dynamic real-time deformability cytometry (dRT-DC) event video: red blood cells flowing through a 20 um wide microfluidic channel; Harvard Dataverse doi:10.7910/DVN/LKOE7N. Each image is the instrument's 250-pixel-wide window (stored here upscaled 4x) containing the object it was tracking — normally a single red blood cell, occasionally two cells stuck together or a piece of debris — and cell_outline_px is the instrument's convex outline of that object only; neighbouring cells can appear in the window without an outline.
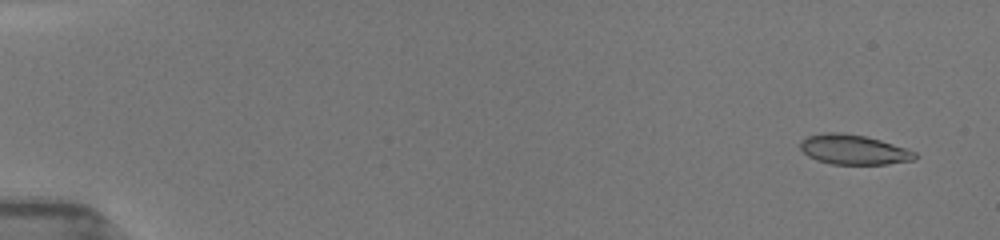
{"species": "common noctule bat (a hibernating species)", "species_latin": "Nyctalus noctula", "temperature_condition": "room temperature", "stored_images_in_passage": 11, "camera_frame_rate_fps": 3000, "um_per_image_px": 0.085, "animal": {"sex": "female", "body_mass_g": 19.5, "forearm_length_mm": 54.1}, "frame": {"image": 1, "passage_image": 1, "time_ms": 0.0, "image_size_px": [1000, 240], "cell_outline_px": [[916, 156], [912, 160], [888, 164], [832, 164], [816, 160], [808, 156], [800, 148], [800, 140], [808, 136], [824, 132], [840, 132], [864, 136], [880, 140], [916, 152]], "centroid_in_image_um": [72.51, 12.71], "position_along_channel_um": 12.5, "area_um2": 19.77}}
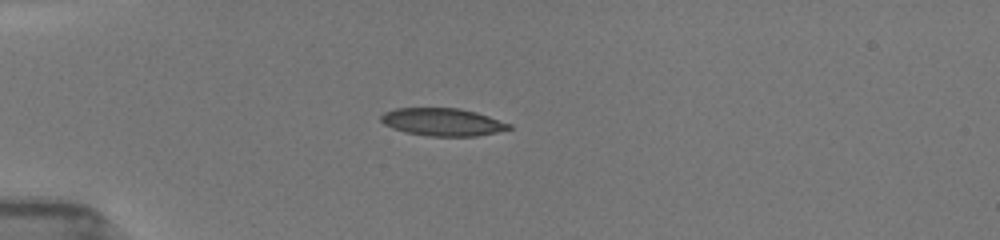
{"frame": {"image": 2, "passage_image": 8, "time_ms": 4.0, "image_size_px": [1000, 240], "cell_outline_px": [[512, 128], [496, 132], [476, 136], [428, 136], [404, 132], [392, 128], [384, 124], [380, 120], [380, 116], [384, 112], [396, 108], [460, 108], [476, 112], [512, 124]], "centroid_in_image_um": [37.6, 10.37], "position_along_channel_um": 47.4, "area_um2": 20.69}}
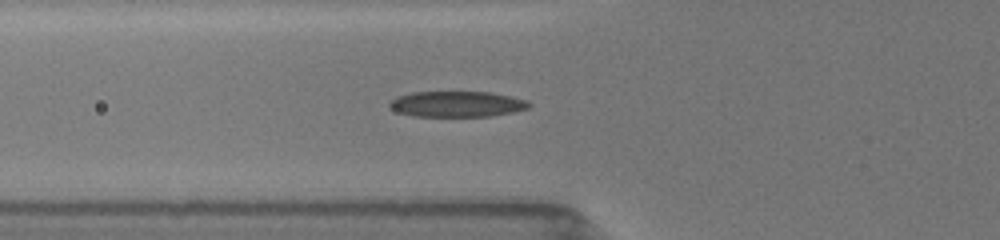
{"frame": {"image": 3, "passage_image": 11, "time_ms": 5.667, "image_size_px": [1000, 240], "cell_outline_px": [[532, 104], [528, 108], [512, 112], [492, 116], [412, 116], [400, 112], [392, 108], [388, 104], [396, 96], [412, 92], [488, 92], [528, 100]], "centroid_in_image_um": [38.85, 8.84], "position_along_channel_um": 87.0, "area_um2": 20.75}}